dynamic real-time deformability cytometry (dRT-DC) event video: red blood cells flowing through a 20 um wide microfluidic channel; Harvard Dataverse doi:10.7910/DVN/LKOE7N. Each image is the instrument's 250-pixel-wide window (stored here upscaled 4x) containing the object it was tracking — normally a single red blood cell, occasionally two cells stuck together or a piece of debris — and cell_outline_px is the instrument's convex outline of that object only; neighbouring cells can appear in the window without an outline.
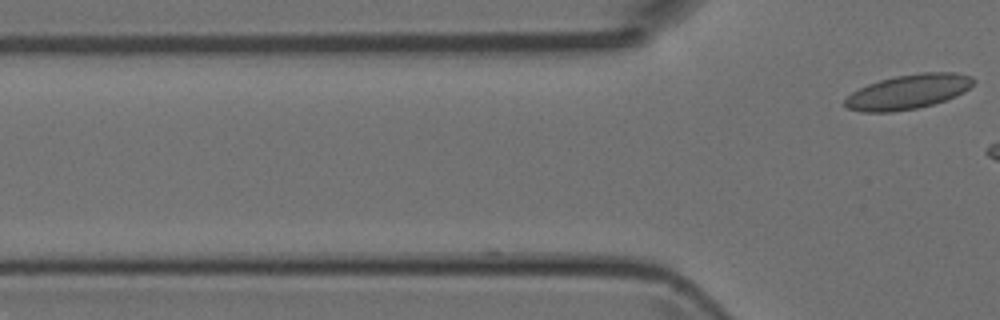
{"species": "Egyptian fruit bat (a non-hibernating species)", "species_latin": "Rousettus aegyptiacus", "temperature_condition": "room temperature", "stored_images_in_passage": 4, "camera_frame_rate_fps": 3000, "um_per_image_px": 0.085, "animal": {"sex": "female"}, "frame": {"image": 1, "passage_image": 4, "time_ms": 3.333, "image_size_px": [1000, 320], "cell_outline_px": [[976, 80], [964, 92], [956, 96], [932, 104], [916, 108], [892, 112], [860, 112], [848, 108], [844, 104], [844, 100], [852, 92], [868, 84], [880, 80], [896, 76], [920, 72], [956, 72], [972, 76]], "centroid_in_image_um": [77.2, 7.79], "position_along_channel_um": 48.6, "area_um2": 25.84}}